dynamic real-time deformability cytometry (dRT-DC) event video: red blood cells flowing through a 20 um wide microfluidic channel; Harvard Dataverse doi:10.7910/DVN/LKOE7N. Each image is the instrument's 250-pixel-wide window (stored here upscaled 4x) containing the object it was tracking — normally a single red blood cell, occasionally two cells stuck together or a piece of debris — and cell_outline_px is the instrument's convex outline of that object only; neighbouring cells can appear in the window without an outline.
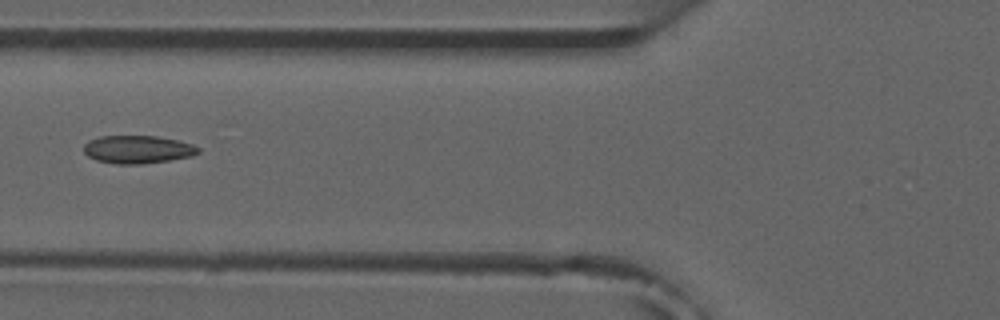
{"species": "common noctule bat (a hibernating species)", "species_latin": "Nyctalus noctula", "temperature_condition": "room temperature", "stored_images_in_passage": 6, "camera_frame_rate_fps": 3000, "um_per_image_px": 0.085, "animal": {"sex": "male", "forearm_length_mm": 52.5}, "frame": {"image": 1, "passage_image": 6, "time_ms": 5.667, "image_size_px": [1000, 320], "cell_outline_px": [[200, 152], [192, 156], [168, 160], [140, 164], [116, 164], [96, 160], [88, 156], [84, 152], [84, 144], [88, 140], [100, 136], [156, 136], [176, 140], [192, 144], [200, 148]], "centroid_in_image_um": [11.68, 12.7], "position_along_channel_um": 114.1, "area_um2": 18.61}}